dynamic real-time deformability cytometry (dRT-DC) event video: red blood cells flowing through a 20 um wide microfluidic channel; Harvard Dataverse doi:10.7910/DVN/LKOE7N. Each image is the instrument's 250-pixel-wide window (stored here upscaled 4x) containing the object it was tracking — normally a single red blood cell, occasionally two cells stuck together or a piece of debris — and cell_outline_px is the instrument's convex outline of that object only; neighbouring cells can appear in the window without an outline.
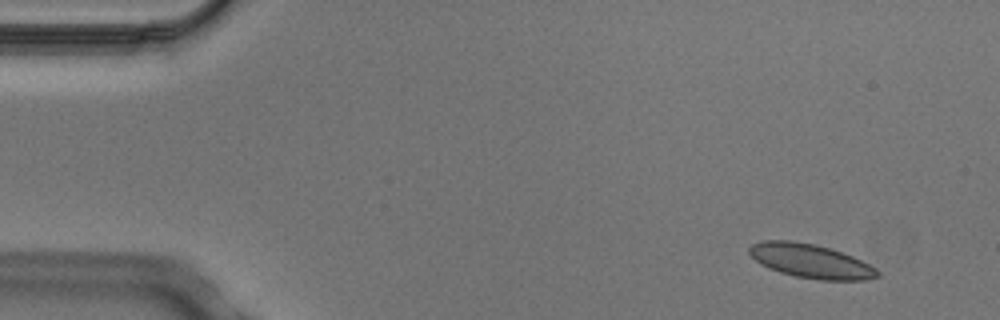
{"species": "Egyptian fruit bat (a non-hibernating species)", "species_latin": "Rousettus aegyptiacus", "temperature_condition": "cold", "stored_images_in_passage": 4, "camera_frame_rate_fps": 3000, "um_per_image_px": 0.085, "animal": {"sex": "male"}, "frame": {"image": 1, "passage_image": 2, "time_ms": 0.333, "image_size_px": [1000, 320], "cell_outline_px": [[880, 276], [868, 280], [816, 280], [796, 276], [780, 272], [768, 268], [760, 264], [748, 252], [748, 248], [752, 244], [764, 240], [792, 240], [812, 244], [828, 248], [852, 256], [876, 268], [880, 272]], "centroid_in_image_um": [68.9, 22.2], "position_along_channel_um": 16.1, "area_um2": 25.32}}
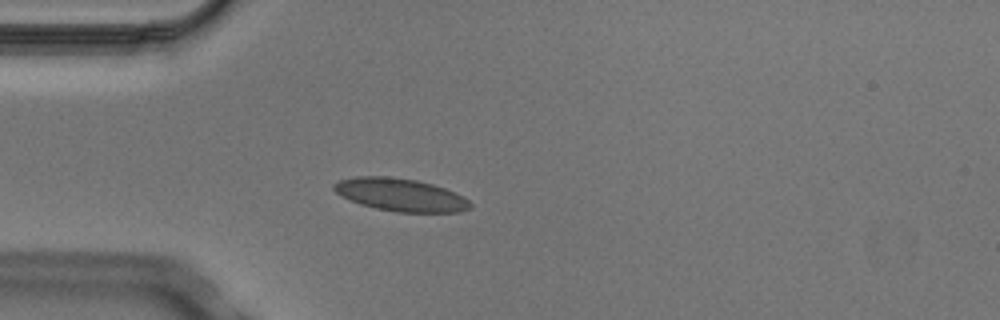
{"frame": {"image": 2, "passage_image": 4, "time_ms": 1.0, "image_size_px": [1000, 320], "cell_outline_px": [[472, 208], [460, 212], [396, 212], [376, 208], [360, 204], [336, 192], [332, 188], [332, 184], [340, 180], [356, 176], [388, 176], [416, 180], [432, 184], [444, 188], [468, 200], [472, 204]], "centroid_in_image_um": [34.04, 16.56], "position_along_channel_um": 51.0, "area_um2": 25.78}}